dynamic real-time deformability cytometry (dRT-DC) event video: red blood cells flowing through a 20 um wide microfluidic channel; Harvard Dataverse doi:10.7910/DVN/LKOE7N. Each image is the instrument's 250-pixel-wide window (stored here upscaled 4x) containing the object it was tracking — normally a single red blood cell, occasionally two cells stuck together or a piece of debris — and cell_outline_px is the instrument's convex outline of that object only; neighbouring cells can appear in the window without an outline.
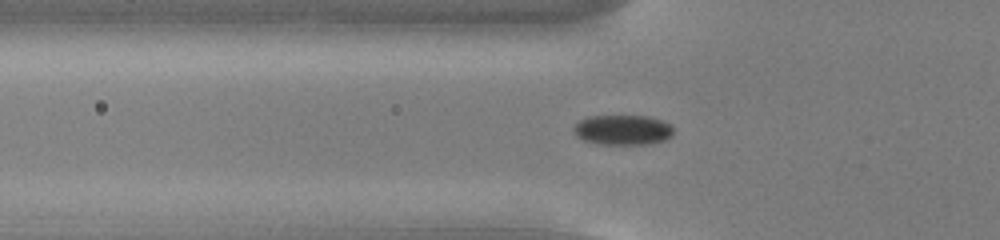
{"species": "common noctule bat (a hibernating species)", "species_latin": "Nyctalus noctula", "temperature_condition": "cold", "stored_images_in_passage": 40, "camera_frame_rate_fps": 3000, "um_per_image_px": 0.085, "animal": {"sex": "male", "body_mass_g": 13.0, "forearm_length_mm": 53.1}, "frame": {"image": 1, "passage_image": 4, "time_ms": 1.0, "image_size_px": [1000, 240], "cell_outline_px": [[672, 136], [664, 140], [652, 144], [596, 144], [584, 140], [576, 136], [572, 132], [572, 128], [580, 120], [588, 116], [648, 116], [660, 120], [668, 124], [672, 128]], "centroid_in_image_um": [52.89, 11.05], "position_along_channel_um": 72.9, "area_um2": 17.51}}
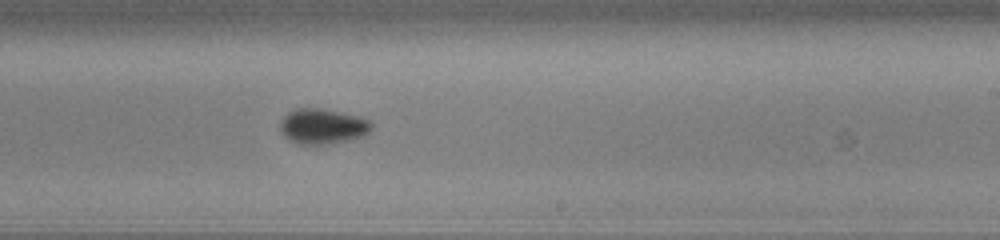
{"frame": {"image": 2, "passage_image": 19, "time_ms": 6.0, "image_size_px": [1000, 240], "cell_outline_px": [[372, 128], [364, 136], [348, 140], [324, 144], [296, 144], [288, 140], [280, 132], [280, 120], [288, 112], [296, 108], [320, 108], [360, 116], [368, 120], [372, 124]], "centroid_in_image_um": [27.39, 10.73], "position_along_channel_um": 261.6, "area_um2": 18.9}}
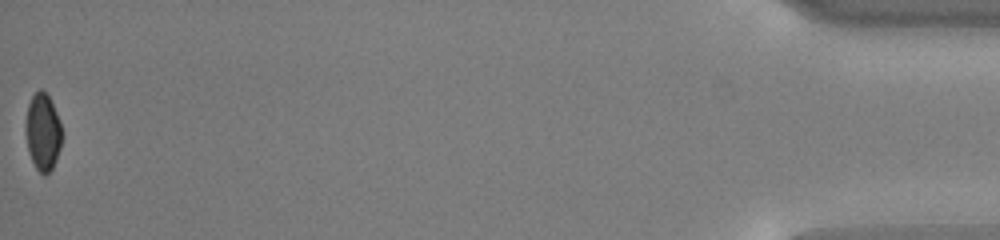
{"frame": {"image": 3, "passage_image": 40, "time_ms": 13.0, "image_size_px": [1000, 240], "cell_outline_px": [[60, 148], [56, 160], [52, 168], [44, 176], [36, 168], [28, 152], [24, 132], [24, 128], [28, 104], [32, 96], [40, 88], [48, 96], [56, 112], [60, 124]], "centroid_in_image_um": [3.6, 11.23], "position_along_channel_um": 431.6, "area_um2": 16.13}, "authors_computed_cell_mechanics": {"area_um2": 17.629, "velocity_mm_per_s": 3.7879, "shape_relaxation_time_tau1_ms": 1.872, "shape_relaxation_time_tau2_ms": null, "deformation_change_tau1": 0.0721, "deformation_change_tau2": null}}